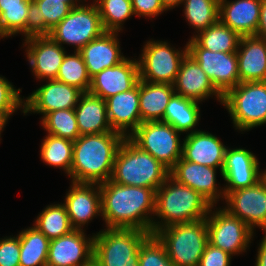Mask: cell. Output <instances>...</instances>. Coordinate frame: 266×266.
<instances>
[{
	"label": "cell",
	"instance_id": "cell-21",
	"mask_svg": "<svg viewBox=\"0 0 266 266\" xmlns=\"http://www.w3.org/2000/svg\"><path fill=\"white\" fill-rule=\"evenodd\" d=\"M105 102L112 130L125 138L129 137L142 123L139 110V81L129 91L113 95Z\"/></svg>",
	"mask_w": 266,
	"mask_h": 266
},
{
	"label": "cell",
	"instance_id": "cell-39",
	"mask_svg": "<svg viewBox=\"0 0 266 266\" xmlns=\"http://www.w3.org/2000/svg\"><path fill=\"white\" fill-rule=\"evenodd\" d=\"M105 31L120 32L133 13L131 0H99L96 3Z\"/></svg>",
	"mask_w": 266,
	"mask_h": 266
},
{
	"label": "cell",
	"instance_id": "cell-2",
	"mask_svg": "<svg viewBox=\"0 0 266 266\" xmlns=\"http://www.w3.org/2000/svg\"><path fill=\"white\" fill-rule=\"evenodd\" d=\"M124 139L116 131L79 136L73 145L72 182L101 184L110 180L116 153Z\"/></svg>",
	"mask_w": 266,
	"mask_h": 266
},
{
	"label": "cell",
	"instance_id": "cell-27",
	"mask_svg": "<svg viewBox=\"0 0 266 266\" xmlns=\"http://www.w3.org/2000/svg\"><path fill=\"white\" fill-rule=\"evenodd\" d=\"M78 103L74 111L80 136L113 131L108 121L104 99L84 92Z\"/></svg>",
	"mask_w": 266,
	"mask_h": 266
},
{
	"label": "cell",
	"instance_id": "cell-35",
	"mask_svg": "<svg viewBox=\"0 0 266 266\" xmlns=\"http://www.w3.org/2000/svg\"><path fill=\"white\" fill-rule=\"evenodd\" d=\"M74 142L62 137L48 134L43 139L40 155L46 164L54 167H61L70 176L73 161Z\"/></svg>",
	"mask_w": 266,
	"mask_h": 266
},
{
	"label": "cell",
	"instance_id": "cell-10",
	"mask_svg": "<svg viewBox=\"0 0 266 266\" xmlns=\"http://www.w3.org/2000/svg\"><path fill=\"white\" fill-rule=\"evenodd\" d=\"M143 47L138 61L139 80L173 85L188 54L187 44L181 52L170 47L166 41H147Z\"/></svg>",
	"mask_w": 266,
	"mask_h": 266
},
{
	"label": "cell",
	"instance_id": "cell-40",
	"mask_svg": "<svg viewBox=\"0 0 266 266\" xmlns=\"http://www.w3.org/2000/svg\"><path fill=\"white\" fill-rule=\"evenodd\" d=\"M138 263L140 266H175L162 242L152 233L140 244Z\"/></svg>",
	"mask_w": 266,
	"mask_h": 266
},
{
	"label": "cell",
	"instance_id": "cell-25",
	"mask_svg": "<svg viewBox=\"0 0 266 266\" xmlns=\"http://www.w3.org/2000/svg\"><path fill=\"white\" fill-rule=\"evenodd\" d=\"M117 33L105 31L100 37L90 41L79 50L90 78L108 67L119 64L125 59L121 55Z\"/></svg>",
	"mask_w": 266,
	"mask_h": 266
},
{
	"label": "cell",
	"instance_id": "cell-15",
	"mask_svg": "<svg viewBox=\"0 0 266 266\" xmlns=\"http://www.w3.org/2000/svg\"><path fill=\"white\" fill-rule=\"evenodd\" d=\"M49 81V82H48ZM84 92L75 86L62 83L56 79L47 80V84L41 86L24 101L22 112L43 114V117L60 109H75L80 96Z\"/></svg>",
	"mask_w": 266,
	"mask_h": 266
},
{
	"label": "cell",
	"instance_id": "cell-24",
	"mask_svg": "<svg viewBox=\"0 0 266 266\" xmlns=\"http://www.w3.org/2000/svg\"><path fill=\"white\" fill-rule=\"evenodd\" d=\"M262 0L219 1V21L242 36L257 35Z\"/></svg>",
	"mask_w": 266,
	"mask_h": 266
},
{
	"label": "cell",
	"instance_id": "cell-28",
	"mask_svg": "<svg viewBox=\"0 0 266 266\" xmlns=\"http://www.w3.org/2000/svg\"><path fill=\"white\" fill-rule=\"evenodd\" d=\"M174 94L175 90L171 84L139 80L141 121H163L166 106Z\"/></svg>",
	"mask_w": 266,
	"mask_h": 266
},
{
	"label": "cell",
	"instance_id": "cell-37",
	"mask_svg": "<svg viewBox=\"0 0 266 266\" xmlns=\"http://www.w3.org/2000/svg\"><path fill=\"white\" fill-rule=\"evenodd\" d=\"M56 80L75 86L83 92L89 91L91 78L79 51H74L72 55L66 53Z\"/></svg>",
	"mask_w": 266,
	"mask_h": 266
},
{
	"label": "cell",
	"instance_id": "cell-22",
	"mask_svg": "<svg viewBox=\"0 0 266 266\" xmlns=\"http://www.w3.org/2000/svg\"><path fill=\"white\" fill-rule=\"evenodd\" d=\"M173 87L176 94L197 102L215 95L217 100L223 103V95L215 88L200 65L188 54L181 63Z\"/></svg>",
	"mask_w": 266,
	"mask_h": 266
},
{
	"label": "cell",
	"instance_id": "cell-4",
	"mask_svg": "<svg viewBox=\"0 0 266 266\" xmlns=\"http://www.w3.org/2000/svg\"><path fill=\"white\" fill-rule=\"evenodd\" d=\"M170 176V170L151 154L142 151L128 137L118 148L111 181L121 185L150 188L155 191Z\"/></svg>",
	"mask_w": 266,
	"mask_h": 266
},
{
	"label": "cell",
	"instance_id": "cell-32",
	"mask_svg": "<svg viewBox=\"0 0 266 266\" xmlns=\"http://www.w3.org/2000/svg\"><path fill=\"white\" fill-rule=\"evenodd\" d=\"M20 266H47L50 240L36 227H29L19 234Z\"/></svg>",
	"mask_w": 266,
	"mask_h": 266
},
{
	"label": "cell",
	"instance_id": "cell-42",
	"mask_svg": "<svg viewBox=\"0 0 266 266\" xmlns=\"http://www.w3.org/2000/svg\"><path fill=\"white\" fill-rule=\"evenodd\" d=\"M20 240L16 237L0 239V266H20Z\"/></svg>",
	"mask_w": 266,
	"mask_h": 266
},
{
	"label": "cell",
	"instance_id": "cell-34",
	"mask_svg": "<svg viewBox=\"0 0 266 266\" xmlns=\"http://www.w3.org/2000/svg\"><path fill=\"white\" fill-rule=\"evenodd\" d=\"M49 240L69 234L74 230L70 224L64 204L48 205L37 217L33 225Z\"/></svg>",
	"mask_w": 266,
	"mask_h": 266
},
{
	"label": "cell",
	"instance_id": "cell-26",
	"mask_svg": "<svg viewBox=\"0 0 266 266\" xmlns=\"http://www.w3.org/2000/svg\"><path fill=\"white\" fill-rule=\"evenodd\" d=\"M236 53L240 83L266 81V39L242 36Z\"/></svg>",
	"mask_w": 266,
	"mask_h": 266
},
{
	"label": "cell",
	"instance_id": "cell-8",
	"mask_svg": "<svg viewBox=\"0 0 266 266\" xmlns=\"http://www.w3.org/2000/svg\"><path fill=\"white\" fill-rule=\"evenodd\" d=\"M180 134L163 121H147L142 122L128 138L171 170L182 157Z\"/></svg>",
	"mask_w": 266,
	"mask_h": 266
},
{
	"label": "cell",
	"instance_id": "cell-20",
	"mask_svg": "<svg viewBox=\"0 0 266 266\" xmlns=\"http://www.w3.org/2000/svg\"><path fill=\"white\" fill-rule=\"evenodd\" d=\"M221 173L227 182L224 187L225 193L247 188L260 180L258 159L252 152L244 148H226Z\"/></svg>",
	"mask_w": 266,
	"mask_h": 266
},
{
	"label": "cell",
	"instance_id": "cell-17",
	"mask_svg": "<svg viewBox=\"0 0 266 266\" xmlns=\"http://www.w3.org/2000/svg\"><path fill=\"white\" fill-rule=\"evenodd\" d=\"M63 204L72 228L83 230L82 227L93 217L101 215L100 185L72 182Z\"/></svg>",
	"mask_w": 266,
	"mask_h": 266
},
{
	"label": "cell",
	"instance_id": "cell-12",
	"mask_svg": "<svg viewBox=\"0 0 266 266\" xmlns=\"http://www.w3.org/2000/svg\"><path fill=\"white\" fill-rule=\"evenodd\" d=\"M187 50L223 96L240 83L236 52H212L202 48L193 38L187 43Z\"/></svg>",
	"mask_w": 266,
	"mask_h": 266
},
{
	"label": "cell",
	"instance_id": "cell-45",
	"mask_svg": "<svg viewBox=\"0 0 266 266\" xmlns=\"http://www.w3.org/2000/svg\"><path fill=\"white\" fill-rule=\"evenodd\" d=\"M256 36L266 39V0H262L260 22Z\"/></svg>",
	"mask_w": 266,
	"mask_h": 266
},
{
	"label": "cell",
	"instance_id": "cell-9",
	"mask_svg": "<svg viewBox=\"0 0 266 266\" xmlns=\"http://www.w3.org/2000/svg\"><path fill=\"white\" fill-rule=\"evenodd\" d=\"M104 32L96 4L86 6L79 3L47 35L59 45L71 44L75 51H79Z\"/></svg>",
	"mask_w": 266,
	"mask_h": 266
},
{
	"label": "cell",
	"instance_id": "cell-6",
	"mask_svg": "<svg viewBox=\"0 0 266 266\" xmlns=\"http://www.w3.org/2000/svg\"><path fill=\"white\" fill-rule=\"evenodd\" d=\"M149 232L139 229L106 228L94 234V266H134L139 248Z\"/></svg>",
	"mask_w": 266,
	"mask_h": 266
},
{
	"label": "cell",
	"instance_id": "cell-50",
	"mask_svg": "<svg viewBox=\"0 0 266 266\" xmlns=\"http://www.w3.org/2000/svg\"><path fill=\"white\" fill-rule=\"evenodd\" d=\"M134 266H140V265H139V263L137 262V263H134Z\"/></svg>",
	"mask_w": 266,
	"mask_h": 266
},
{
	"label": "cell",
	"instance_id": "cell-33",
	"mask_svg": "<svg viewBox=\"0 0 266 266\" xmlns=\"http://www.w3.org/2000/svg\"><path fill=\"white\" fill-rule=\"evenodd\" d=\"M192 38L202 48L212 52L234 53L237 52L241 36L218 21Z\"/></svg>",
	"mask_w": 266,
	"mask_h": 266
},
{
	"label": "cell",
	"instance_id": "cell-43",
	"mask_svg": "<svg viewBox=\"0 0 266 266\" xmlns=\"http://www.w3.org/2000/svg\"><path fill=\"white\" fill-rule=\"evenodd\" d=\"M231 258L228 252L208 243L198 266H230Z\"/></svg>",
	"mask_w": 266,
	"mask_h": 266
},
{
	"label": "cell",
	"instance_id": "cell-23",
	"mask_svg": "<svg viewBox=\"0 0 266 266\" xmlns=\"http://www.w3.org/2000/svg\"><path fill=\"white\" fill-rule=\"evenodd\" d=\"M182 143V158L197 164L219 168L224 164L226 146L215 135L202 130L188 133Z\"/></svg>",
	"mask_w": 266,
	"mask_h": 266
},
{
	"label": "cell",
	"instance_id": "cell-1",
	"mask_svg": "<svg viewBox=\"0 0 266 266\" xmlns=\"http://www.w3.org/2000/svg\"><path fill=\"white\" fill-rule=\"evenodd\" d=\"M99 185L101 216L107 228L139 229L152 233L151 214H155V190L116 184L111 180Z\"/></svg>",
	"mask_w": 266,
	"mask_h": 266
},
{
	"label": "cell",
	"instance_id": "cell-44",
	"mask_svg": "<svg viewBox=\"0 0 266 266\" xmlns=\"http://www.w3.org/2000/svg\"><path fill=\"white\" fill-rule=\"evenodd\" d=\"M133 13L136 16L155 17L166 9L161 0H131Z\"/></svg>",
	"mask_w": 266,
	"mask_h": 266
},
{
	"label": "cell",
	"instance_id": "cell-49",
	"mask_svg": "<svg viewBox=\"0 0 266 266\" xmlns=\"http://www.w3.org/2000/svg\"><path fill=\"white\" fill-rule=\"evenodd\" d=\"M260 181L266 188V170H264L263 172L262 171L260 172Z\"/></svg>",
	"mask_w": 266,
	"mask_h": 266
},
{
	"label": "cell",
	"instance_id": "cell-48",
	"mask_svg": "<svg viewBox=\"0 0 266 266\" xmlns=\"http://www.w3.org/2000/svg\"><path fill=\"white\" fill-rule=\"evenodd\" d=\"M7 121H8V117L4 113L0 112V135Z\"/></svg>",
	"mask_w": 266,
	"mask_h": 266
},
{
	"label": "cell",
	"instance_id": "cell-7",
	"mask_svg": "<svg viewBox=\"0 0 266 266\" xmlns=\"http://www.w3.org/2000/svg\"><path fill=\"white\" fill-rule=\"evenodd\" d=\"M222 104L238 130L266 124V81L239 83L223 96Z\"/></svg>",
	"mask_w": 266,
	"mask_h": 266
},
{
	"label": "cell",
	"instance_id": "cell-19",
	"mask_svg": "<svg viewBox=\"0 0 266 266\" xmlns=\"http://www.w3.org/2000/svg\"><path fill=\"white\" fill-rule=\"evenodd\" d=\"M216 169L184 160L181 157L170 170V176L178 183L199 192L214 205L219 201L217 199L221 197L225 199L224 189L221 187L218 189L216 184Z\"/></svg>",
	"mask_w": 266,
	"mask_h": 266
},
{
	"label": "cell",
	"instance_id": "cell-11",
	"mask_svg": "<svg viewBox=\"0 0 266 266\" xmlns=\"http://www.w3.org/2000/svg\"><path fill=\"white\" fill-rule=\"evenodd\" d=\"M212 207L206 217L208 242L230 255L245 252L253 238V230L226 209L212 212ZM213 213V214H212Z\"/></svg>",
	"mask_w": 266,
	"mask_h": 266
},
{
	"label": "cell",
	"instance_id": "cell-3",
	"mask_svg": "<svg viewBox=\"0 0 266 266\" xmlns=\"http://www.w3.org/2000/svg\"><path fill=\"white\" fill-rule=\"evenodd\" d=\"M212 204L190 187L169 176L157 189L155 214L161 218L152 222V234L161 228L206 219ZM164 222H163V221Z\"/></svg>",
	"mask_w": 266,
	"mask_h": 266
},
{
	"label": "cell",
	"instance_id": "cell-13",
	"mask_svg": "<svg viewBox=\"0 0 266 266\" xmlns=\"http://www.w3.org/2000/svg\"><path fill=\"white\" fill-rule=\"evenodd\" d=\"M225 201L227 206L224 209L230 214L252 230L257 226L266 233V188L260 180L247 188L225 193Z\"/></svg>",
	"mask_w": 266,
	"mask_h": 266
},
{
	"label": "cell",
	"instance_id": "cell-14",
	"mask_svg": "<svg viewBox=\"0 0 266 266\" xmlns=\"http://www.w3.org/2000/svg\"><path fill=\"white\" fill-rule=\"evenodd\" d=\"M83 231L50 240L47 266H93L94 236L87 239Z\"/></svg>",
	"mask_w": 266,
	"mask_h": 266
},
{
	"label": "cell",
	"instance_id": "cell-41",
	"mask_svg": "<svg viewBox=\"0 0 266 266\" xmlns=\"http://www.w3.org/2000/svg\"><path fill=\"white\" fill-rule=\"evenodd\" d=\"M21 89H15L13 85L0 76V112L4 113L8 118L18 108H24V100L20 97ZM23 100V101H22Z\"/></svg>",
	"mask_w": 266,
	"mask_h": 266
},
{
	"label": "cell",
	"instance_id": "cell-29",
	"mask_svg": "<svg viewBox=\"0 0 266 266\" xmlns=\"http://www.w3.org/2000/svg\"><path fill=\"white\" fill-rule=\"evenodd\" d=\"M33 0H0V31L4 37L31 36Z\"/></svg>",
	"mask_w": 266,
	"mask_h": 266
},
{
	"label": "cell",
	"instance_id": "cell-31",
	"mask_svg": "<svg viewBox=\"0 0 266 266\" xmlns=\"http://www.w3.org/2000/svg\"><path fill=\"white\" fill-rule=\"evenodd\" d=\"M199 102L174 94L164 112L163 122L172 125L179 132L192 133L200 119Z\"/></svg>",
	"mask_w": 266,
	"mask_h": 266
},
{
	"label": "cell",
	"instance_id": "cell-16",
	"mask_svg": "<svg viewBox=\"0 0 266 266\" xmlns=\"http://www.w3.org/2000/svg\"><path fill=\"white\" fill-rule=\"evenodd\" d=\"M26 54L32 72L38 79H56L66 55L63 46L47 34H35L25 38Z\"/></svg>",
	"mask_w": 266,
	"mask_h": 266
},
{
	"label": "cell",
	"instance_id": "cell-5",
	"mask_svg": "<svg viewBox=\"0 0 266 266\" xmlns=\"http://www.w3.org/2000/svg\"><path fill=\"white\" fill-rule=\"evenodd\" d=\"M154 234L175 266H198L209 243L206 219L170 225Z\"/></svg>",
	"mask_w": 266,
	"mask_h": 266
},
{
	"label": "cell",
	"instance_id": "cell-46",
	"mask_svg": "<svg viewBox=\"0 0 266 266\" xmlns=\"http://www.w3.org/2000/svg\"><path fill=\"white\" fill-rule=\"evenodd\" d=\"M257 253L258 254H257L255 266H266V233L259 245Z\"/></svg>",
	"mask_w": 266,
	"mask_h": 266
},
{
	"label": "cell",
	"instance_id": "cell-30",
	"mask_svg": "<svg viewBox=\"0 0 266 266\" xmlns=\"http://www.w3.org/2000/svg\"><path fill=\"white\" fill-rule=\"evenodd\" d=\"M77 2L78 0H33L31 36L47 34L73 7L78 6Z\"/></svg>",
	"mask_w": 266,
	"mask_h": 266
},
{
	"label": "cell",
	"instance_id": "cell-47",
	"mask_svg": "<svg viewBox=\"0 0 266 266\" xmlns=\"http://www.w3.org/2000/svg\"><path fill=\"white\" fill-rule=\"evenodd\" d=\"M183 0H161L162 5L166 10L175 8V6L180 5Z\"/></svg>",
	"mask_w": 266,
	"mask_h": 266
},
{
	"label": "cell",
	"instance_id": "cell-38",
	"mask_svg": "<svg viewBox=\"0 0 266 266\" xmlns=\"http://www.w3.org/2000/svg\"><path fill=\"white\" fill-rule=\"evenodd\" d=\"M41 123L50 135L73 142L80 136L74 109L51 111L42 117Z\"/></svg>",
	"mask_w": 266,
	"mask_h": 266
},
{
	"label": "cell",
	"instance_id": "cell-18",
	"mask_svg": "<svg viewBox=\"0 0 266 266\" xmlns=\"http://www.w3.org/2000/svg\"><path fill=\"white\" fill-rule=\"evenodd\" d=\"M138 81V60L125 58L119 64L108 67L93 76L88 92L106 100L120 92L129 91Z\"/></svg>",
	"mask_w": 266,
	"mask_h": 266
},
{
	"label": "cell",
	"instance_id": "cell-36",
	"mask_svg": "<svg viewBox=\"0 0 266 266\" xmlns=\"http://www.w3.org/2000/svg\"><path fill=\"white\" fill-rule=\"evenodd\" d=\"M220 0H183L184 14L198 32L206 30L219 21Z\"/></svg>",
	"mask_w": 266,
	"mask_h": 266
}]
</instances>
